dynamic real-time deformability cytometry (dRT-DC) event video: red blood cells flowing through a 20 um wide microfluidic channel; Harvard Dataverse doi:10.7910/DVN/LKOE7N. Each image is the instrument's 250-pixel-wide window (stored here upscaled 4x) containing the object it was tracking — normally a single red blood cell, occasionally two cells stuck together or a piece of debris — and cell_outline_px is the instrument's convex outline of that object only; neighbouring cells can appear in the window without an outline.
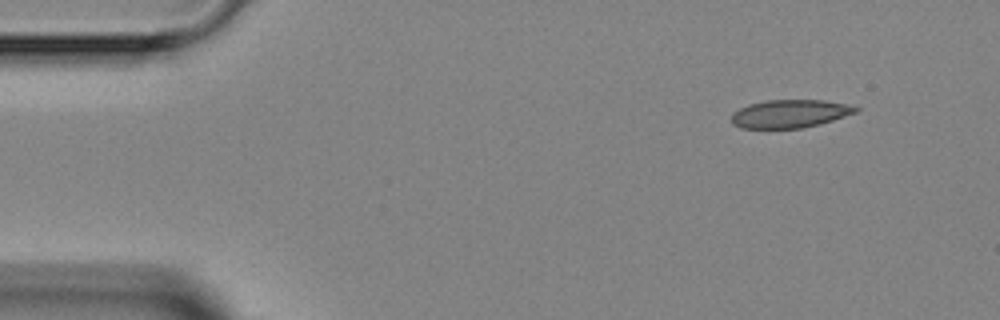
{"species": "Egyptian fruit bat (a non-hibernating species)", "species_latin": "Rousettus aegyptiacus", "temperature_condition": "room temperature", "stored_images_in_passage": 4, "camera_frame_rate_fps": 3000, "um_per_image_px": 0.085, "animal": {"sex": "female"}, "frame": {"image": 1, "passage_image": 1, "time_ms": 0.0, "image_size_px": [1000, 320], "cell_outline_px": [[860, 108], [856, 112], [832, 120], [800, 128], [740, 128], [732, 124], [732, 112], [748, 104], [768, 100], [824, 100], [844, 104]], "centroid_in_image_um": [67.08, 9.66], "position_along_channel_um": 17.9, "area_um2": 20.06}}
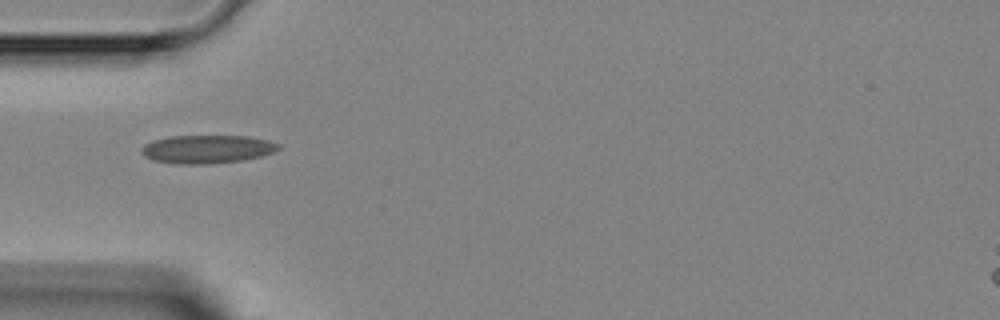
{"frame": {"image": 2, "passage_image": 4, "time_ms": 3.333, "image_size_px": [1000, 320], "cell_outline_px": [[280, 148], [272, 152], [260, 156], [244, 160], [204, 164], [176, 164], [156, 160], [144, 156], [140, 152], [140, 148], [144, 144], [152, 140], [172, 136], [248, 136], [268, 140], [280, 144]], "centroid_in_image_um": [17.58, 12.67], "position_along_channel_um": 67.4, "area_um2": 22.54}}